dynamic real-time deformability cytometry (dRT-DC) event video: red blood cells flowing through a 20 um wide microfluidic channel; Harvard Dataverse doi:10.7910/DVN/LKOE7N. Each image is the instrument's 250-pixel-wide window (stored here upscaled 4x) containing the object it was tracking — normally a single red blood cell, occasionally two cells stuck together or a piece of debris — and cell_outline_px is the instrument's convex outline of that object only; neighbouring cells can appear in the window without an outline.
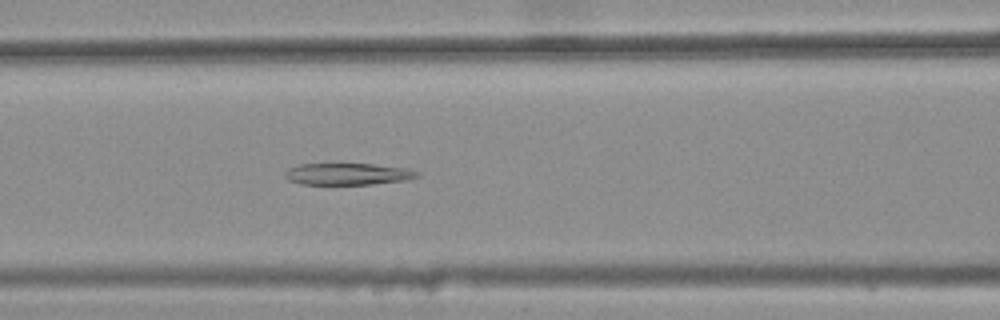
{"species": "common noctule bat (a hibernating species)", "species_latin": "Nyctalus noctula", "temperature_condition": "warm", "stored_images_in_passage": 42, "camera_frame_rate_fps": 3000, "um_per_image_px": 0.085, "animal": {"sex": "female", "body_mass_g": 25.1}, "frame": {"image": 1, "passage_image": 21, "time_ms": 6.667, "image_size_px": [1000, 320], "cell_outline_px": [[420, 176], [408, 180], [372, 184], [300, 184], [288, 180], [284, 176], [284, 172], [288, 168], [300, 164], [372, 164], [404, 168], [420, 172]], "centroid_in_image_um": [29.55, 14.79], "position_along_channel_um": 137.1, "area_um2": 16.76}}
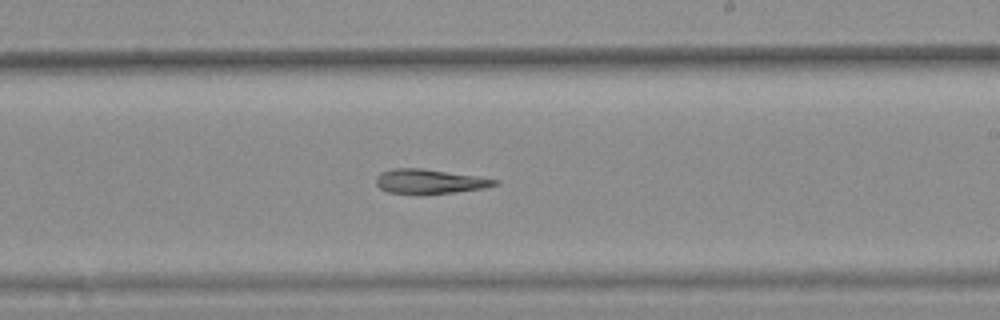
{"frame": {"image": 2, "passage_image": 30, "time_ms": 9.667, "image_size_px": [1000, 320], "cell_outline_px": [[500, 180], [496, 184], [484, 188], [456, 192], [420, 196], [416, 196], [388, 192], [380, 188], [376, 184], [376, 176], [380, 172], [392, 168], [424, 168]], "centroid_in_image_um": [36.44, 15.45], "position_along_channel_um": 252.6, "area_um2": 17.4}}
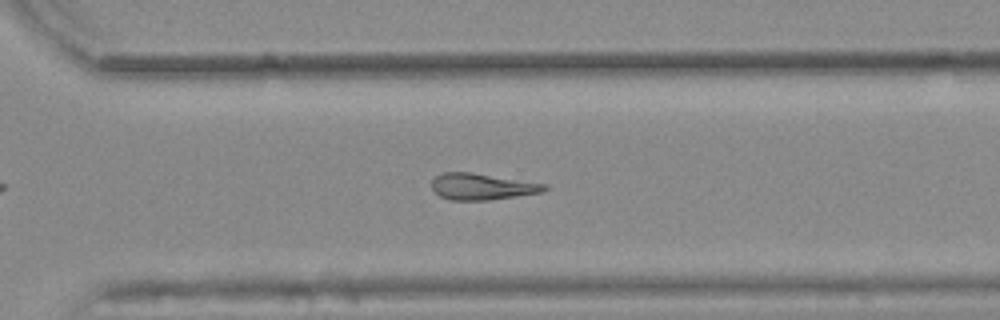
{"frame": {"image": 3, "passage_image": 36, "time_ms": 11.667, "image_size_px": [1000, 320], "cell_outline_px": [[548, 188], [544, 192], [488, 200], [448, 200], [432, 192], [432, 180], [436, 176], [444, 172], [472, 172], [548, 184]], "centroid_in_image_um": [40.97, 15.86], "position_along_channel_um": 329.6, "area_um2": 17.51}}